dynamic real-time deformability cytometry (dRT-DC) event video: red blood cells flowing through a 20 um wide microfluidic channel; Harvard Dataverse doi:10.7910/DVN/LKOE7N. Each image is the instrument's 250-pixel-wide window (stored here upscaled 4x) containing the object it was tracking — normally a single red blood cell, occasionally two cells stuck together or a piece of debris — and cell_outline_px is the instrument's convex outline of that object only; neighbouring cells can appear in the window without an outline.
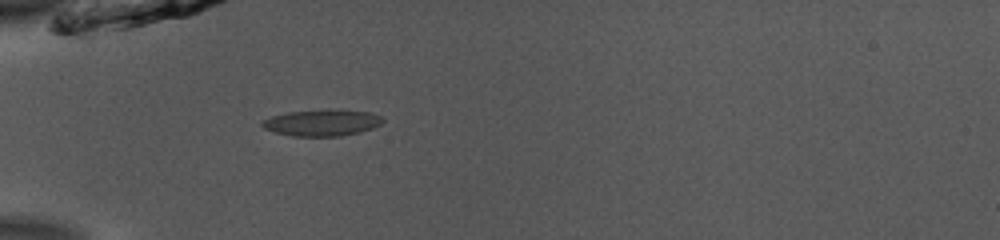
{"species": "common noctule bat (a hibernating species)", "species_latin": "Nyctalus noctula", "temperature_condition": "room temperature", "stored_images_in_passage": 36, "camera_frame_rate_fps": 3000, "um_per_image_px": 0.085, "animal": {"sex": "male", "body_mass_g": 13.0, "forearm_length_mm": 53.1}, "frame": {"image": 1, "passage_image": 1, "time_ms": 0.0, "image_size_px": [1000, 240], "cell_outline_px": [[384, 120], [380, 124], [372, 128], [360, 132], [340, 136], [292, 136], [276, 132], [264, 128], [260, 124], [264, 120], [272, 116], [288, 112], [328, 108], [372, 112], [384, 116]], "centroid_in_image_um": [27.42, 10.41], "position_along_channel_um": 57.6, "area_um2": 18.84}}
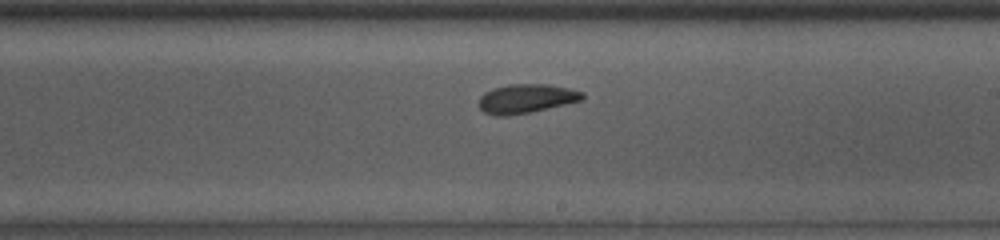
{"frame": {"image": 2, "passage_image": 16, "time_ms": 5.0, "image_size_px": [1000, 240], "cell_outline_px": [[584, 96], [580, 100], [564, 104], [528, 112], [504, 116], [496, 116], [484, 112], [480, 108], [480, 96], [484, 92], [492, 88], [508, 84], [548, 84], [568, 88], [584, 92]], "centroid_in_image_um": [44.69, 8.36], "position_along_channel_um": 244.3, "area_um2": 17.28}}
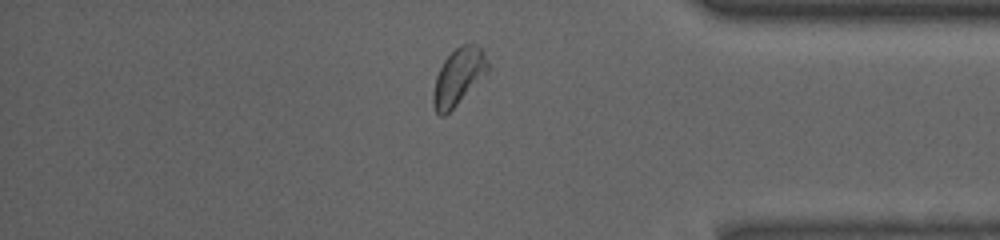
{"frame": {"image": 3, "passage_image": 29, "time_ms": 9.333, "image_size_px": [1000, 240], "cell_outline_px": [[492, 68], [444, 116], [440, 116], [436, 112], [432, 104], [432, 96], [436, 76], [444, 60], [460, 44], [476, 44], [484, 52]], "centroid_in_image_um": [38.98, 6.5], "position_along_channel_um": 396.2, "area_um2": 17.92}, "authors_computed_cell_mechanics": {"area_um2": 17.7446, "velocity_mm_per_s": 3.8662, "shape_relaxation_time_tau1_ms": 3.616, "shape_relaxation_time_tau2_ms": 2.924, "deformation_change_tau1": 0.1037, "deformation_change_tau2": 0.0708}}